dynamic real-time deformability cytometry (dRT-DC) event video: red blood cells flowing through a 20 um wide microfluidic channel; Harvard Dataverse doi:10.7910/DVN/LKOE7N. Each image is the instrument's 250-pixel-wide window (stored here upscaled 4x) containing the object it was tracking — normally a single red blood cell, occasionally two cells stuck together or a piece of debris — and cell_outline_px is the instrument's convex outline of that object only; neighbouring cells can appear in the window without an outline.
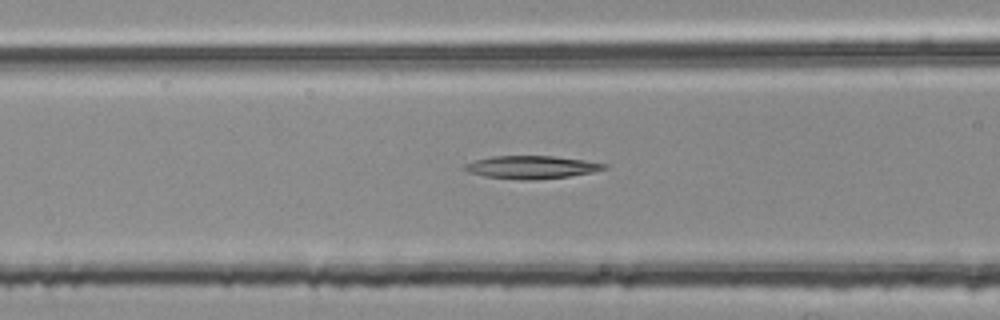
{"species": "common noctule bat (a hibernating species)", "species_latin": "Nyctalus noctula", "temperature_condition": "room temperature", "stored_images_in_passage": 48, "segment_of_instrument_passage": [2, 2], "camera_frame_rate_fps": 3000, "um_per_image_px": 0.085, "animal": {"sex": "female", "body_mass_g": 25.1}, "frame": {"image": 1, "passage_image": 16, "time_ms": 5.0, "image_size_px": [1000, 320], "cell_outline_px": [[608, 168], [568, 176], [528, 180], [520, 180], [484, 176], [468, 172], [460, 168], [464, 164], [476, 160], [492, 156], [552, 156], [584, 160], [608, 164]], "centroid_in_image_um": [45.11, 14.2], "position_along_channel_um": 121.5, "area_um2": 18.44}}
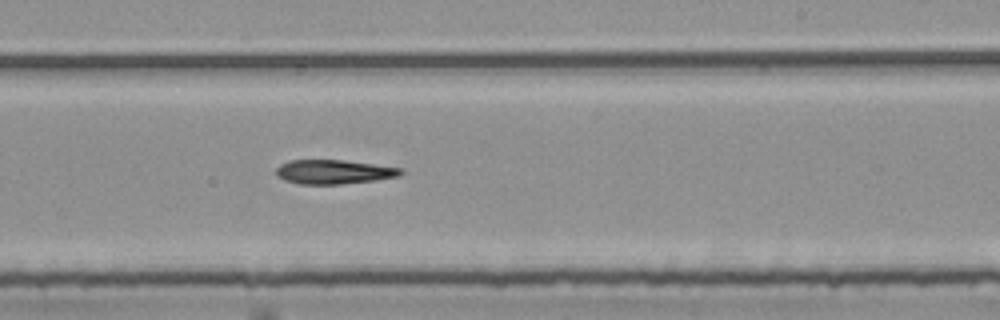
{"frame": {"image": 2, "passage_image": 27, "time_ms": 8.667, "image_size_px": [1000, 320], "cell_outline_px": [[404, 172], [400, 176], [376, 180], [340, 184], [300, 184], [284, 180], [276, 176], [276, 168], [280, 164], [288, 160], [344, 160], [404, 168]], "centroid_in_image_um": [28.38, 14.6], "position_along_channel_um": 260.6, "area_um2": 17.74}}
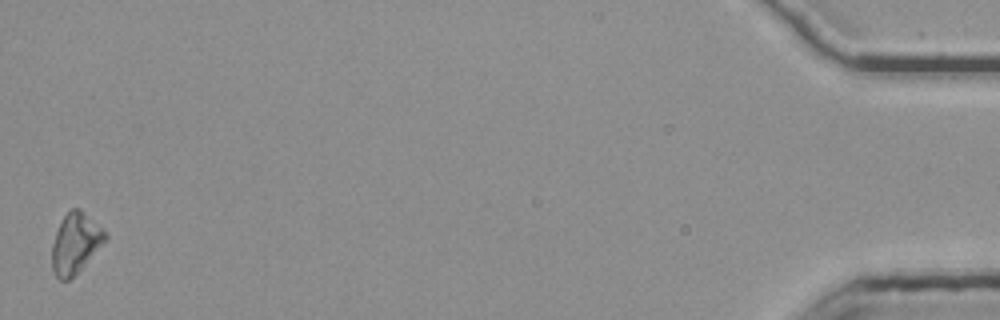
{"frame": {"image": 3, "passage_image": 48, "time_ms": 15.667, "image_size_px": [1000, 320], "cell_outline_px": [[108, 236], [80, 268], [68, 280], [60, 280], [52, 272], [52, 244], [56, 232], [64, 216], [72, 208], [80, 208], [104, 228]], "centroid_in_image_um": [6.39, 20.64], "position_along_channel_um": 428.8, "area_um2": 18.26}}